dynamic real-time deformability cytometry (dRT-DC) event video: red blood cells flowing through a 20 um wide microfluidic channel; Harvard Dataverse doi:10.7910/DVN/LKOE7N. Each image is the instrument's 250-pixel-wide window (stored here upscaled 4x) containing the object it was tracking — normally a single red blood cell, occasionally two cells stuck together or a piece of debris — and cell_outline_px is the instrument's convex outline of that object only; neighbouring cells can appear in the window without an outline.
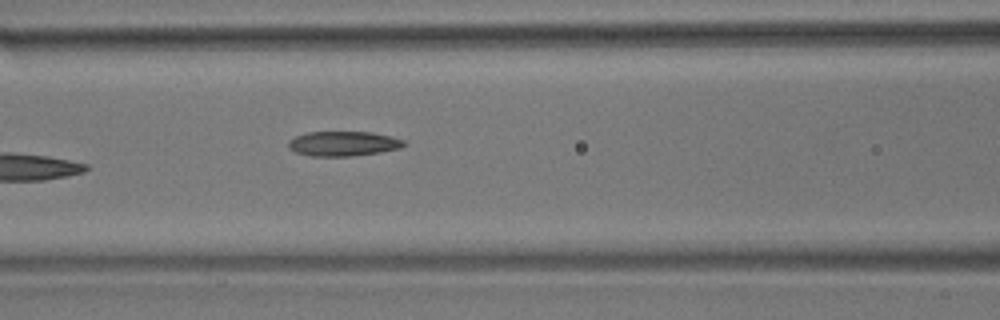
{"species": "common noctule bat (a hibernating species)", "species_latin": "Nyctalus noctula", "temperature_condition": "room temperature", "stored_images_in_passage": 8, "camera_frame_rate_fps": 3000, "um_per_image_px": 0.085, "animal": {"sex": "male", "body_mass_g": 17.9}, "frame": {"image": 1, "passage_image": 8, "time_ms": 8.667, "image_size_px": [1000, 320], "cell_outline_px": [[408, 144], [400, 148], [380, 152], [352, 156], [308, 156], [296, 152], [288, 148], [288, 140], [296, 136], [308, 132], [372, 132], [404, 140]], "centroid_in_image_um": [29.16, 12.21], "position_along_channel_um": 137.4, "area_um2": 16.7}}